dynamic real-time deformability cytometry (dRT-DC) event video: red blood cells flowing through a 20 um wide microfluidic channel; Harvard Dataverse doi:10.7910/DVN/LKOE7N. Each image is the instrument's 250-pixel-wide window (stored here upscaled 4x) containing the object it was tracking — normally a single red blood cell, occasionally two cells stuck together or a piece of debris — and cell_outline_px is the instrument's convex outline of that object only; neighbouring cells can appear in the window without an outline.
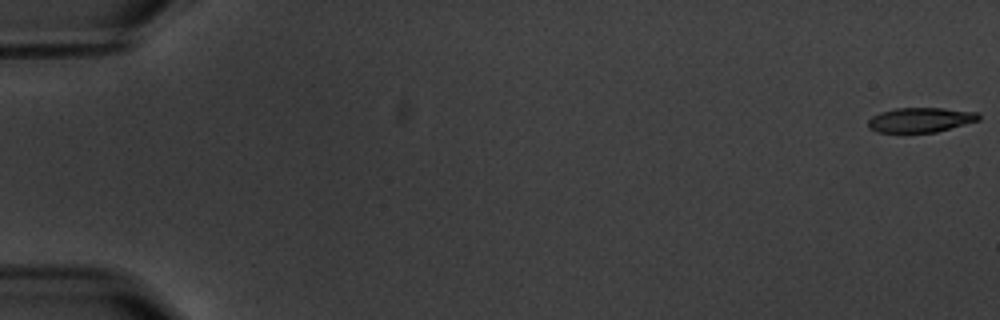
{"species": "common noctule bat (a hibernating species)", "species_latin": "Nyctalus noctula", "temperature_condition": "warm", "stored_images_in_passage": 5, "camera_frame_rate_fps": 3000, "um_per_image_px": 0.085, "animal": {"sex": "male", "body_mass_g": 20.1, "forearm_length_mm": 53.5}, "frame": {"image": 1, "passage_image": 1, "time_ms": 0.0, "image_size_px": [1000, 320], "cell_outline_px": [[980, 120], [936, 132], [876, 132], [868, 128], [868, 120], [872, 116], [880, 112], [896, 108], [944, 108], [980, 112]], "centroid_in_image_um": [78.25, 10.18], "position_along_channel_um": 6.7, "area_um2": 16.01}}
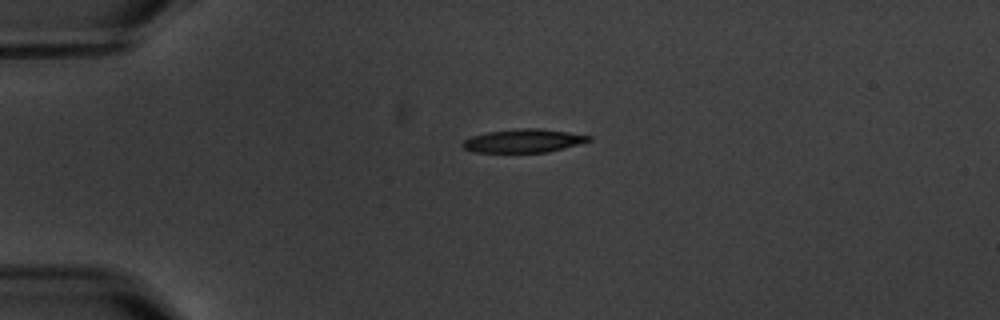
{"frame": {"image": 2, "passage_image": 4, "time_ms": 4.667, "image_size_px": [1000, 320], "cell_outline_px": [[592, 140], [564, 148], [548, 152], [476, 152], [464, 148], [460, 144], [464, 140], [472, 136], [488, 132], [524, 128], [540, 128], [568, 132], [592, 136]], "centroid_in_image_um": [44.51, 11.96], "position_along_channel_um": 40.5, "area_um2": 17.05}}